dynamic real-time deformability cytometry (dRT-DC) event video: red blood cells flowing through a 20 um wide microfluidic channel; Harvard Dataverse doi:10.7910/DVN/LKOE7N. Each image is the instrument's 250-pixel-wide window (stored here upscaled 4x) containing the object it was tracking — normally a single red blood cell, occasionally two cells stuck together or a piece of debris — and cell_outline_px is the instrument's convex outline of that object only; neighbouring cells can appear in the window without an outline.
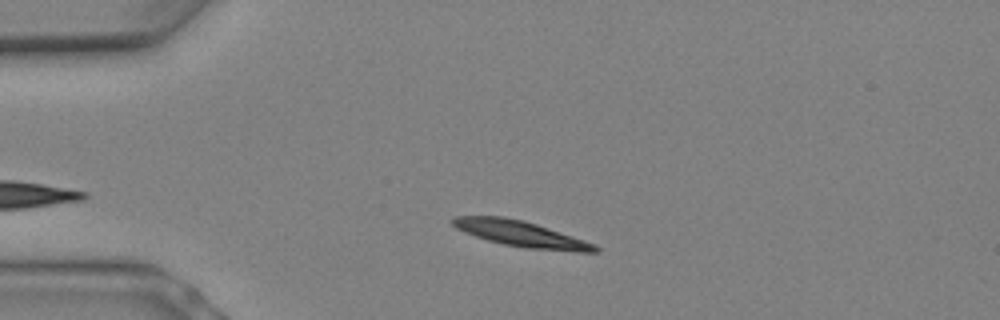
{"species": "Egyptian fruit bat (a non-hibernating species)", "species_latin": "Rousettus aegyptiacus", "temperature_condition": "warm", "stored_images_in_passage": 6, "camera_frame_rate_fps": 3000, "um_per_image_px": 0.085, "animal": {"sex": "female"}, "frame": {"image": 1, "passage_image": 3, "time_ms": 0.667, "image_size_px": [1000, 320], "cell_outline_px": [[600, 252], [576, 252], [524, 248], [504, 244], [488, 240], [464, 232], [456, 228], [452, 224], [452, 216], [504, 216], [524, 220], [596, 244], [600, 248]], "centroid_in_image_um": [44.3, 19.88], "position_along_channel_um": 40.7, "area_um2": 21.44}}
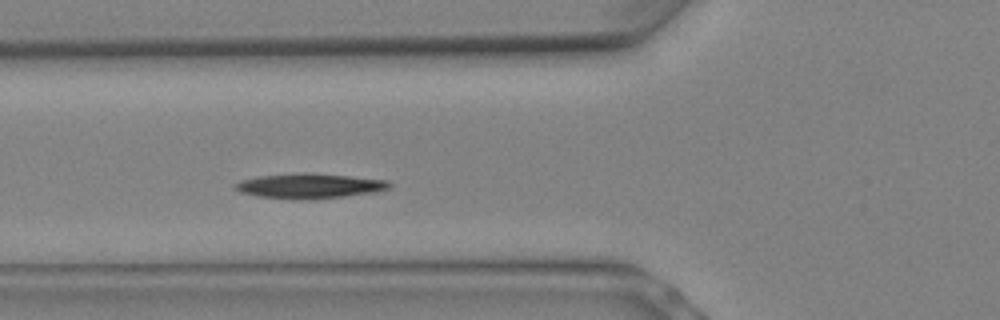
{"frame": {"image": 2, "passage_image": 6, "time_ms": 1.667, "image_size_px": [1000, 320], "cell_outline_px": [[392, 188], [372, 192], [344, 196], [300, 200], [260, 196], [240, 192], [232, 188], [232, 184], [240, 180], [260, 176], [308, 172], [388, 180], [392, 184]], "centroid_in_image_um": [26.28, 15.8], "position_along_channel_um": 99.5, "area_um2": 22.31}}